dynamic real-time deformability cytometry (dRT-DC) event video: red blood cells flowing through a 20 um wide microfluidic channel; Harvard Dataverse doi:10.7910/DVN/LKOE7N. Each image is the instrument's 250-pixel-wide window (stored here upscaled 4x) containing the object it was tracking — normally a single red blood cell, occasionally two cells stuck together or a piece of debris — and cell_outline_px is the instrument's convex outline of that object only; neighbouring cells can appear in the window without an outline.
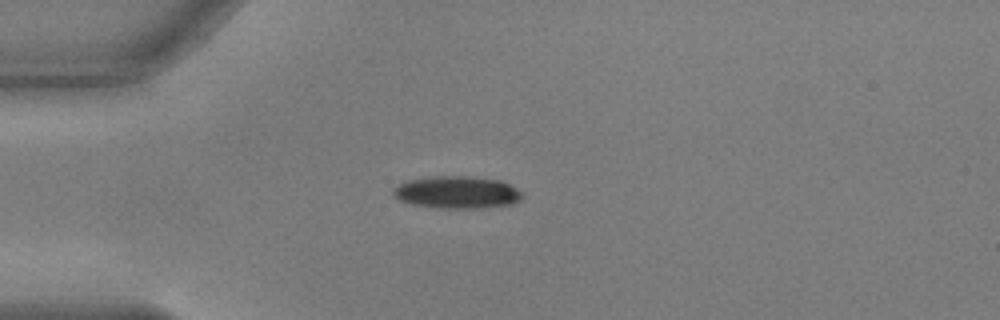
{"species": "common noctule bat (a hibernating species)", "species_latin": "Nyctalus noctula", "temperature_condition": "warm", "stored_images_in_passage": 41, "camera_frame_rate_fps": 3000, "um_per_image_px": 0.085, "animal": {"sex": "male", "body_mass_g": 17.9, "forearm_length_mm": 54.2}, "frame": {"image": 1, "passage_image": 1, "time_ms": 0.0, "image_size_px": [1000, 320], "cell_outline_px": [[524, 196], [516, 204], [480, 208], [440, 208], [412, 204], [400, 200], [392, 196], [392, 188], [408, 180], [432, 176], [468, 176], [500, 180], [524, 192]], "centroid_in_image_um": [38.87, 16.35], "position_along_channel_um": 46.1, "area_um2": 24.57}}
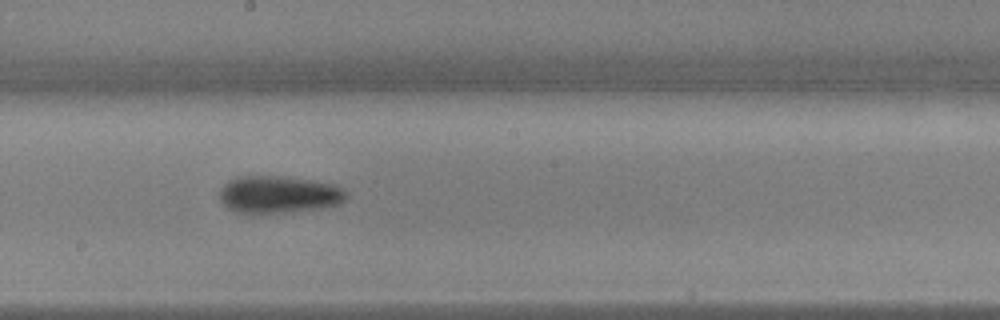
{"frame": {"image": 2, "passage_image": 17, "time_ms": 5.333, "image_size_px": [1000, 320], "cell_outline_px": [[348, 196], [344, 200], [336, 204], [320, 208], [252, 216], [248, 216], [236, 212], [228, 208], [220, 200], [220, 188], [228, 180], [240, 176], [280, 176], [336, 184], [344, 188], [348, 192]], "centroid_in_image_um": [23.65, 16.56], "position_along_channel_um": 224.6, "area_um2": 28.09}}
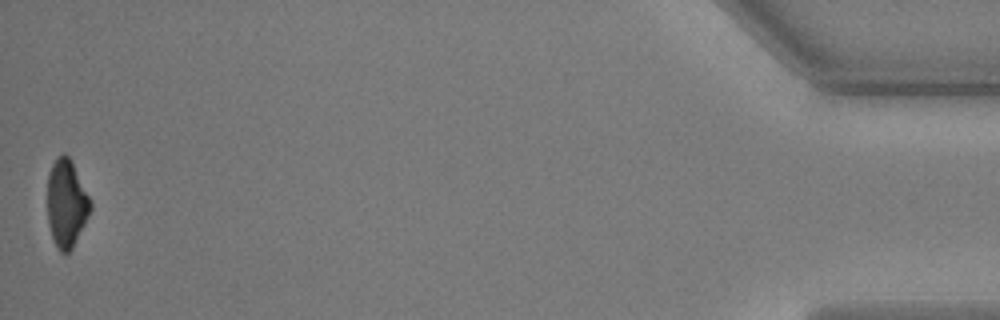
{"frame": {"image": 3, "passage_image": 41, "time_ms": 13.333, "image_size_px": [1000, 320], "cell_outline_px": [[92, 208], [72, 248], [68, 252], [60, 252], [56, 248], [48, 224], [48, 172], [56, 156], [64, 152], [72, 160], [92, 200]], "centroid_in_image_um": [5.66, 17.24], "position_along_channel_um": 429.5, "area_um2": 22.2}, "authors_computed_cell_mechanics": {"area_um2": 25.2008, "velocity_mm_per_s": 3.6975, "shape_relaxation_time_tau1_ms": 2.3974, "shape_relaxation_time_tau2_ms": 6.7419, "deformation_change_tau1": 0.1756, "deformation_change_tau2": 0.1514}}